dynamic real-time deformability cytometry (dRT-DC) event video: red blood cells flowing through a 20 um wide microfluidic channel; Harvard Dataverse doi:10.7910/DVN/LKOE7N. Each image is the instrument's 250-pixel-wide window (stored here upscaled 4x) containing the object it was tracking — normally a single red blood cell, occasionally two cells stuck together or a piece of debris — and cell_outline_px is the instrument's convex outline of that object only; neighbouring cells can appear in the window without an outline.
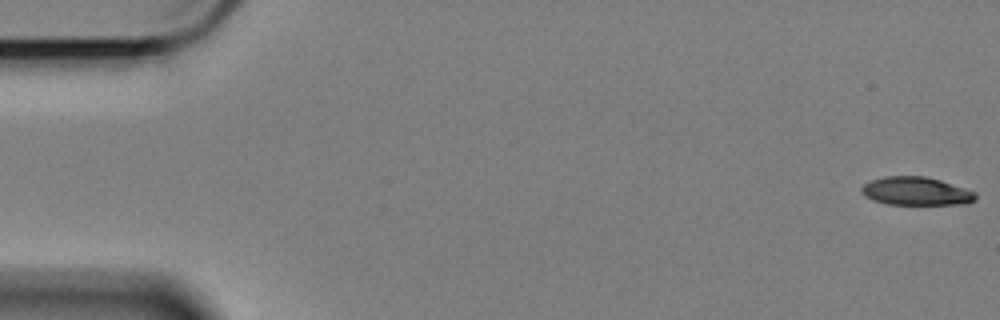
{"species": "Egyptian fruit bat (a non-hibernating species)", "species_latin": "Rousettus aegyptiacus", "temperature_condition": "cold", "stored_images_in_passage": 58, "camera_frame_rate_fps": 3000, "um_per_image_px": 0.085, "animal": {"sex": "female"}, "frame": {"image": 1, "passage_image": 1, "time_ms": 0.0, "image_size_px": [1000, 320], "cell_outline_px": [[976, 200], [968, 204], [884, 204], [872, 200], [864, 196], [860, 192], [860, 188], [864, 184], [872, 180], [884, 176], [924, 176], [940, 180], [976, 192]], "centroid_in_image_um": [77.84, 16.25], "position_along_channel_um": 7.2, "area_um2": 18.9}}
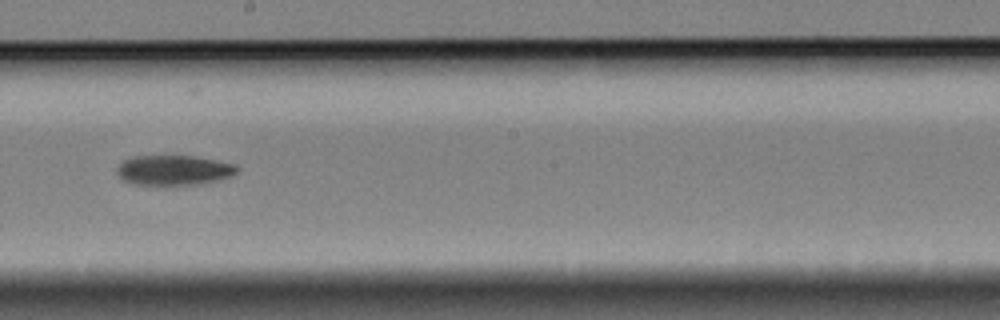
{"frame": {"image": 2, "passage_image": 33, "time_ms": 10.667, "image_size_px": [1000, 320], "cell_outline_px": [[240, 168], [232, 176], [204, 184], [132, 184], [120, 180], [116, 172], [116, 168], [124, 160], [132, 156], [196, 156], [236, 164]], "centroid_in_image_um": [14.77, 14.46], "position_along_channel_um": 233.4, "area_um2": 21.15}}
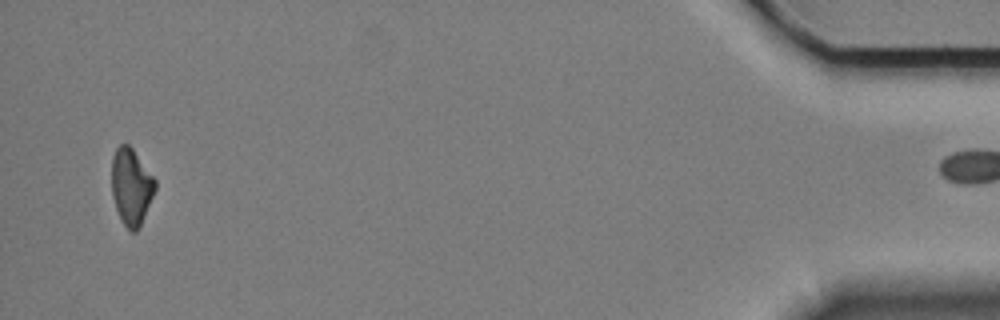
{"frame": {"image": 3, "passage_image": 57, "time_ms": 18.667, "image_size_px": [1000, 320], "cell_outline_px": [[156, 188], [140, 228], [136, 232], [132, 232], [124, 224], [116, 208], [112, 196], [112, 156], [116, 148], [120, 144], [128, 144], [132, 148], [156, 180]], "centroid_in_image_um": [11.16, 15.86], "position_along_channel_um": 424.0, "area_um2": 19.31}}